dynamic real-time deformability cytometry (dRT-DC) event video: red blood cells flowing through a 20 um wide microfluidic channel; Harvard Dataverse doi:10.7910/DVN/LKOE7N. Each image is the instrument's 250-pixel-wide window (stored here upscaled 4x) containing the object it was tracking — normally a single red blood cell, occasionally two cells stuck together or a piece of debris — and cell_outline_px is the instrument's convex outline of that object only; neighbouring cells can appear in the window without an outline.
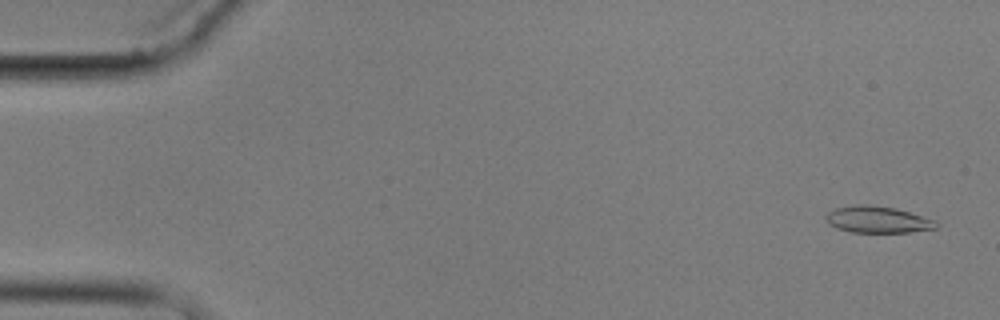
{"species": "common noctule bat (a hibernating species)", "species_latin": "Nyctalus noctula", "temperature_condition": "cold", "stored_images_in_passage": 4, "camera_frame_rate_fps": 3000, "um_per_image_px": 0.085, "animal": {"sex": "male", "body_mass_g": 17.9}, "frame": {"image": 1, "passage_image": 1, "time_ms": 0.0, "image_size_px": [1000, 320], "cell_outline_px": [[940, 224], [936, 228], [908, 232], [852, 232], [836, 228], [828, 224], [824, 216], [828, 212], [836, 208], [856, 204], [868, 204], [896, 208], [936, 220]], "centroid_in_image_um": [74.59, 18.66], "position_along_channel_um": 10.4, "area_um2": 17.22}}